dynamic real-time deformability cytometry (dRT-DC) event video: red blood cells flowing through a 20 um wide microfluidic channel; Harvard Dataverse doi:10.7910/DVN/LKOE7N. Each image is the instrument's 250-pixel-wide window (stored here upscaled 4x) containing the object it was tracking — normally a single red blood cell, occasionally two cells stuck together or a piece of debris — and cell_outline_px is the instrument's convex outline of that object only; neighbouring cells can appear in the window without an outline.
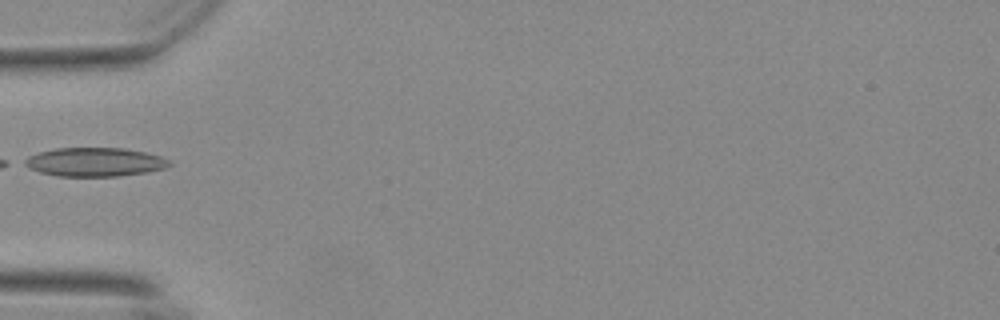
{"species": "Egyptian fruit bat (a non-hibernating species)", "species_latin": "Rousettus aegyptiacus", "temperature_condition": "warm", "stored_images_in_passage": 8, "camera_frame_rate_fps": 3000, "um_per_image_px": 0.085, "animal": {"sex": "female"}, "frame": {"image": 1, "passage_image": 1, "time_ms": 0.0, "image_size_px": [1000, 320], "cell_outline_px": [[172, 164], [164, 168], [144, 172], [116, 176], [56, 176], [40, 172], [28, 168], [20, 164], [20, 160], [28, 156], [40, 152], [56, 148], [124, 148], [144, 152], [160, 156], [172, 160]], "centroid_in_image_um": [7.99, 13.77], "position_along_channel_um": 77.0, "area_um2": 24.39}}